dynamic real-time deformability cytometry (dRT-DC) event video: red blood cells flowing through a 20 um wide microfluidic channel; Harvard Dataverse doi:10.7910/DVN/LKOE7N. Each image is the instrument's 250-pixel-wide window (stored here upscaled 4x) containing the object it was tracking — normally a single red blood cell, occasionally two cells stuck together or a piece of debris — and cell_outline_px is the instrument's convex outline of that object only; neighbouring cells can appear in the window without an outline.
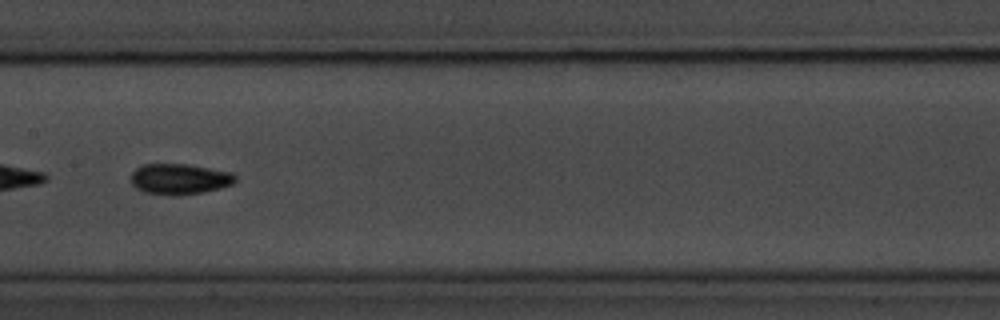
{"species": "common noctule bat (a hibernating species)", "species_latin": "Nyctalus noctula", "temperature_condition": "room temperature", "stored_images_in_passage": 56, "camera_frame_rate_fps": 3000, "um_per_image_px": 0.085, "animal": {"sex": "male", "body_mass_g": 20.1, "forearm_length_mm": 53.5}, "frame": {"image": 1, "passage_image": 28, "time_ms": 9.0, "image_size_px": [1000, 320], "cell_outline_px": [[236, 180], [232, 184], [220, 188], [204, 192], [180, 196], [172, 196], [144, 192], [136, 188], [132, 184], [132, 172], [136, 168], [144, 164], [188, 164], [232, 172], [236, 176]], "centroid_in_image_um": [15.27, 15.22], "position_along_channel_um": 192.1, "area_um2": 18.84}}
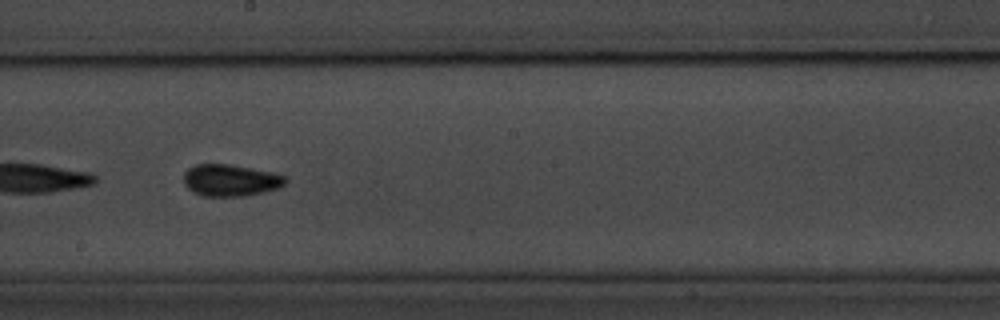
{"frame": {"image": 2, "passage_image": 31, "time_ms": 10.0, "image_size_px": [1000, 320], "cell_outline_px": [[288, 180], [280, 188], [264, 192], [244, 196], [204, 196], [188, 188], [184, 184], [184, 172], [188, 168], [196, 164], [228, 164], [272, 172], [284, 176]], "centroid_in_image_um": [19.6, 15.32], "position_along_channel_um": 228.6, "area_um2": 18.79}}
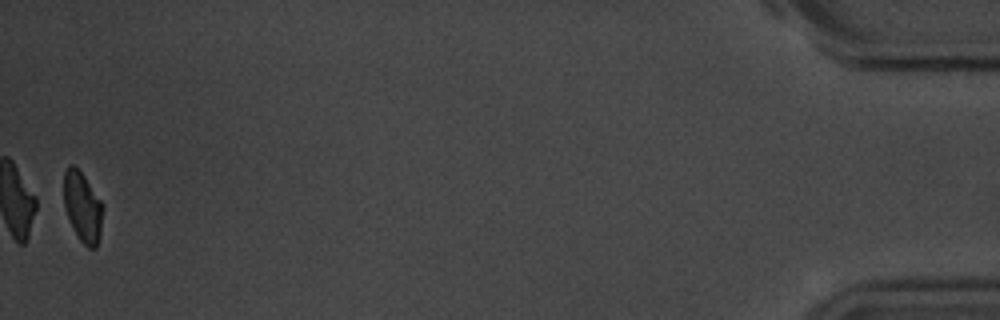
{"frame": {"image": 3, "passage_image": 55, "time_ms": 18.0, "image_size_px": [1000, 320], "cell_outline_px": [[104, 208], [100, 236], [96, 248], [88, 248], [80, 240], [64, 208], [64, 172], [68, 164], [72, 164], [84, 176], [104, 204]], "centroid_in_image_um": [7.04, 17.58], "position_along_channel_um": 428.2, "area_um2": 15.95}, "authors_computed_cell_mechanics": {"area_um2": 17.8313, "velocity_mm_per_s": 3.6503, "shape_relaxation_time_tau1_ms": 2.3223, "shape_relaxation_time_tau2_ms": 3.6519, "deformation_change_tau1": 0.097, "deformation_change_tau2": 0.0718}}